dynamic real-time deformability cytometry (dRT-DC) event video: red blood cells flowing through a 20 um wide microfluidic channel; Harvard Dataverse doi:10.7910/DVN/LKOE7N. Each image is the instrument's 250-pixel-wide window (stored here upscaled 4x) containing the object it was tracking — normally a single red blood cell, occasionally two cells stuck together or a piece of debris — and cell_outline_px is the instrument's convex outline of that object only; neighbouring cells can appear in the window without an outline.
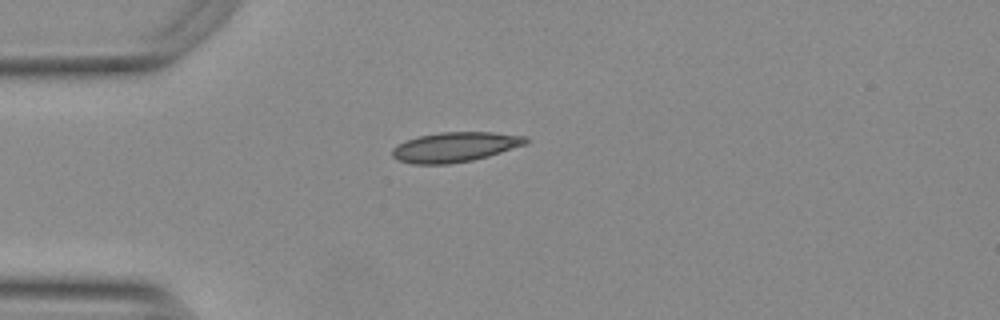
{"species": "Egyptian fruit bat (a non-hibernating species)", "species_latin": "Rousettus aegyptiacus", "temperature_condition": "warm", "stored_images_in_passage": 36, "camera_frame_rate_fps": 3000, "um_per_image_px": 0.085, "animal": {"sex": "female"}, "frame": {"image": 1, "passage_image": 1, "time_ms": 0.0, "image_size_px": [1000, 320], "cell_outline_px": [[528, 140], [524, 144], [488, 156], [472, 160], [448, 164], [412, 164], [396, 160], [392, 156], [392, 148], [396, 144], [420, 136], [440, 132], [492, 132], [528, 136]], "centroid_in_image_um": [38.63, 12.5], "position_along_channel_um": 46.4, "area_um2": 23.12}}
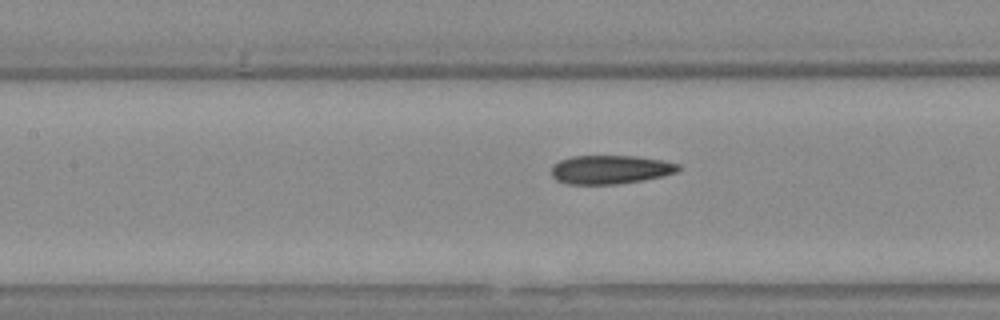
{"frame": {"image": 2, "passage_image": 11, "time_ms": 3.333, "image_size_px": [1000, 320], "cell_outline_px": [[680, 168], [676, 172], [644, 180], [616, 184], [568, 184], [556, 180], [552, 176], [552, 164], [560, 160], [572, 156], [636, 156], [660, 160], [680, 164]], "centroid_in_image_um": [51.84, 14.41], "position_along_channel_um": 155.6, "area_um2": 21.15}}
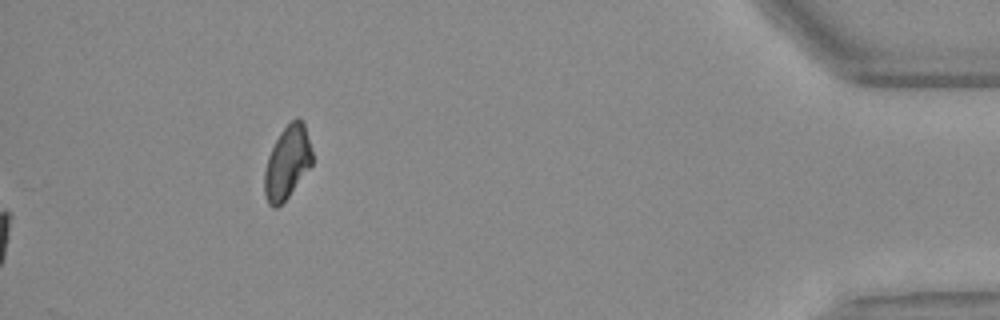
{"frame": {"image": 3, "passage_image": 36, "time_ms": 11.667, "image_size_px": [1000, 320], "cell_outline_px": [[312, 164], [288, 196], [276, 208], [272, 208], [268, 204], [264, 196], [264, 172], [268, 156], [280, 132], [296, 116], [300, 116], [304, 124], [312, 152]], "centroid_in_image_um": [24.4, 13.81], "position_along_channel_um": 410.8, "area_um2": 20.11}, "authors_computed_cell_mechanics": {"area_um2": 21.7328, "velocity_mm_per_s": 3.7775, "shape_relaxation_time_tau1_ms": null, "shape_relaxation_time_tau2_ms": 8.0885, "deformation_change_tau1": null, "deformation_change_tau2": 0.1254}}